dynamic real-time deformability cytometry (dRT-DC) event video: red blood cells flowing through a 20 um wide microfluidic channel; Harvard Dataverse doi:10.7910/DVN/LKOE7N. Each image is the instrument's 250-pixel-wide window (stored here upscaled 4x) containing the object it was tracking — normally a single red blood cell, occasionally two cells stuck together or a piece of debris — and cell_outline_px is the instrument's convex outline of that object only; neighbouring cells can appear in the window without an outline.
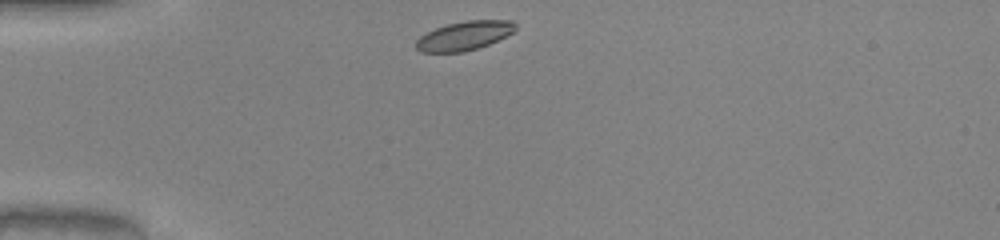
{"species": "common noctule bat (a hibernating species)", "species_latin": "Nyctalus noctula", "temperature_condition": "warm", "stored_images_in_passage": 30, "camera_frame_rate_fps": 3000, "um_per_image_px": 0.085, "animal": {"sex": "male", "body_mass_g": 20.0, "forearm_length_mm": 53.3}, "frame": {"image": 1, "passage_image": 1, "time_ms": 0.0, "image_size_px": [1000, 240], "cell_outline_px": [[516, 28], [512, 32], [488, 44], [464, 52], [420, 52], [416, 48], [416, 40], [420, 36], [436, 28], [448, 24], [468, 20], [512, 20], [516, 24]], "centroid_in_image_um": [39.45, 3.03], "position_along_channel_um": 45.6, "area_um2": 16.53}}
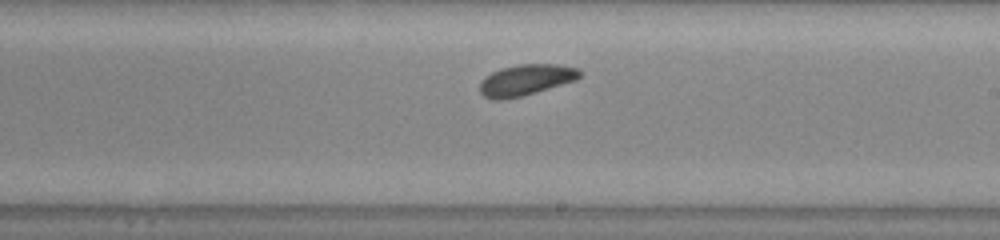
{"frame": {"image": 2, "passage_image": 18, "time_ms": 5.667, "image_size_px": [1000, 240], "cell_outline_px": [[584, 72], [576, 80], [520, 96], [504, 100], [492, 100], [484, 96], [480, 92], [480, 84], [484, 76], [500, 68], [520, 64], [556, 64], [580, 68]], "centroid_in_image_um": [44.7, 6.78], "position_along_channel_um": 244.3, "area_um2": 18.09}}
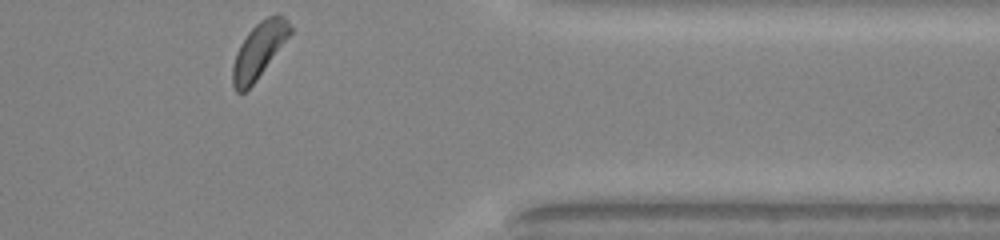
{"frame": {"image": 3, "passage_image": 30, "time_ms": 9.667, "image_size_px": [1000, 240], "cell_outline_px": [[292, 32], [256, 80], [244, 92], [236, 92], [232, 84], [232, 64], [236, 52], [240, 44], [248, 32], [260, 20], [268, 16], [284, 16], [288, 20], [292, 28]], "centroid_in_image_um": [21.98, 4.28], "position_along_channel_um": 389.4, "area_um2": 18.26}, "authors_computed_cell_mechanics": {"area_um2": 17.9758, "velocity_mm_per_s": 3.9998, "shape_relaxation_time_tau1_ms": 1.0901, "shape_relaxation_time_tau2_ms": null, "deformation_change_tau1": 0.0805, "deformation_change_tau2": null}}